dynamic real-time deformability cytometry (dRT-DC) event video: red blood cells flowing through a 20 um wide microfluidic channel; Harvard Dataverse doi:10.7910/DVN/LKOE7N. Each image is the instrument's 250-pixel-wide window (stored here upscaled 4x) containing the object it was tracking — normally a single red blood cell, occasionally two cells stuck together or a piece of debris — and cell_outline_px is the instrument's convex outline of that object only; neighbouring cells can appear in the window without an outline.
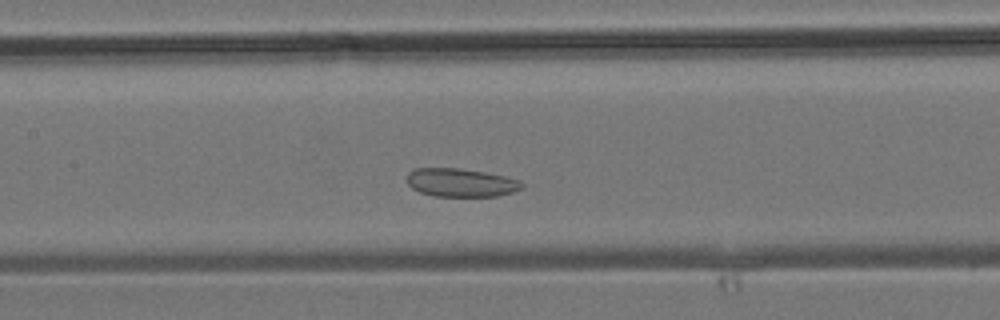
{"species": "common noctule bat (a hibernating species)", "species_latin": "Nyctalus noctula", "temperature_condition": "room temperature", "stored_images_in_passage": 40, "camera_frame_rate_fps": 3000, "um_per_image_px": 0.085, "animal": {"sex": "male", "body_mass_g": 19.2, "forearm_length_mm": 51.8}, "frame": {"image": 1, "passage_image": 16, "time_ms": 5.0, "image_size_px": [1000, 320], "cell_outline_px": [[524, 184], [520, 188], [512, 192], [496, 196], [432, 196], [420, 192], [412, 188], [408, 184], [408, 172], [416, 168], [456, 168], [484, 172], [504, 176], [516, 180]], "centroid_in_image_um": [39.13, 15.52], "position_along_channel_um": 168.3, "area_um2": 18.73}}
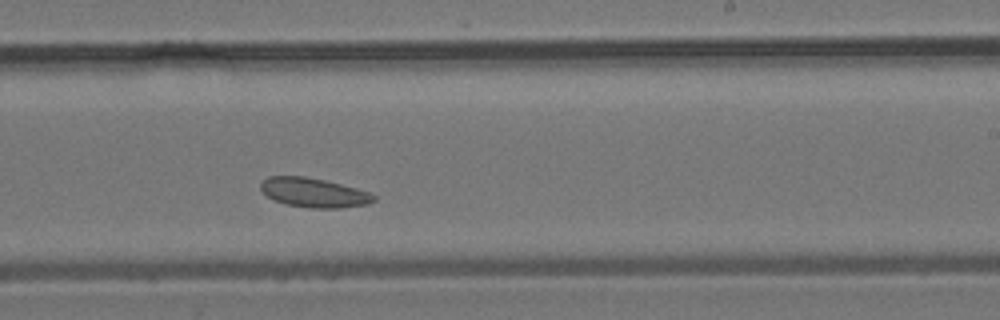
{"frame": {"image": 2, "passage_image": 22, "time_ms": 7.0, "image_size_px": [1000, 320], "cell_outline_px": [[376, 200], [368, 204], [340, 208], [312, 208], [284, 204], [268, 196], [260, 188], [260, 184], [268, 176], [304, 176], [324, 180], [356, 188], [368, 192], [376, 196]], "centroid_in_image_um": [26.69, 16.38], "position_along_channel_um": 262.3, "area_um2": 19.19}}
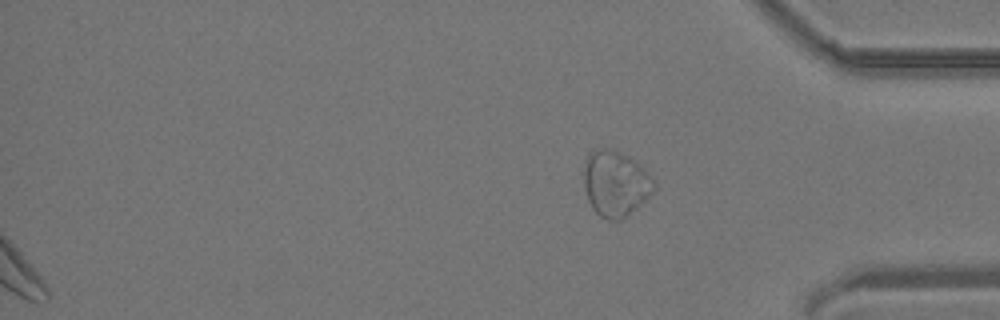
{"frame": {"image": 3, "passage_image": 40, "time_ms": 13.0, "image_size_px": [1000, 320], "cell_outline_px": [[656, 188], [636, 208], [620, 220], [608, 220], [600, 216], [592, 208], [588, 200], [584, 184], [584, 160], [588, 152], [596, 148], [612, 148], [628, 156], [640, 164], [652, 176], [656, 184]], "centroid_in_image_um": [52.3, 15.56], "position_along_channel_um": 382.9, "area_um2": 27.05}}